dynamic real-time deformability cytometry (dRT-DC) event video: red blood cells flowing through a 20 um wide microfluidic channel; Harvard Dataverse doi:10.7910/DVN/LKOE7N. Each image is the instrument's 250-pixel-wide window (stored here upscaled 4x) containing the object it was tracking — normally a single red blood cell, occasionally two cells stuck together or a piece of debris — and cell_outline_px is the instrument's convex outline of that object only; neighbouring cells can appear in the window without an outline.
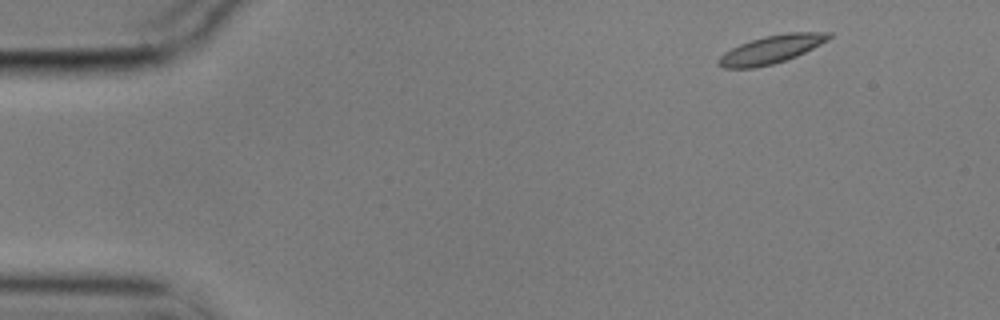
{"species": "common noctule bat (a hibernating species)", "species_latin": "Nyctalus noctula", "temperature_condition": "cold", "stored_images_in_passage": 53, "camera_frame_rate_fps": 3000, "um_per_image_px": 0.085, "animal": {"sex": "male", "body_mass_g": 17.9}, "frame": {"image": 1, "passage_image": 1, "time_ms": 0.0, "image_size_px": [1000, 320], "cell_outline_px": [[832, 36], [828, 40], [796, 56], [772, 64], [756, 68], [724, 68], [716, 64], [716, 60], [724, 52], [740, 44], [764, 36], [788, 32], [832, 32]], "centroid_in_image_um": [65.53, 4.2], "position_along_channel_um": 19.5, "area_um2": 17.98}}
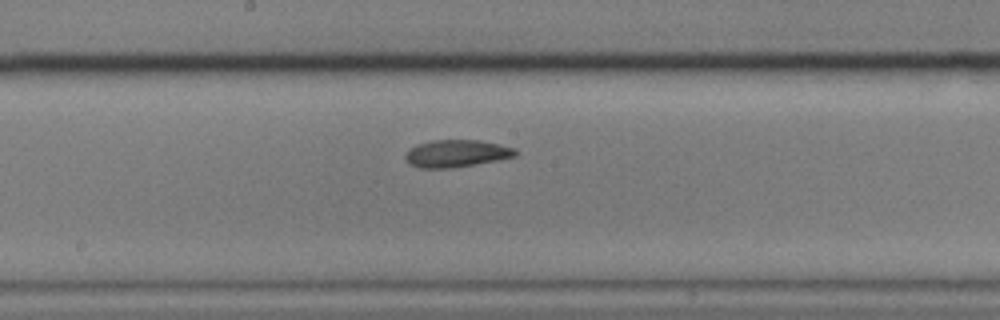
{"frame": {"image": 2, "passage_image": 26, "time_ms": 8.333, "image_size_px": [1000, 320], "cell_outline_px": [[520, 152], [516, 156], [500, 160], [452, 168], [420, 168], [408, 164], [404, 156], [416, 144], [432, 140], [480, 140], [516, 148]], "centroid_in_image_um": [38.84, 13.05], "position_along_channel_um": 209.4, "area_um2": 17.69}}
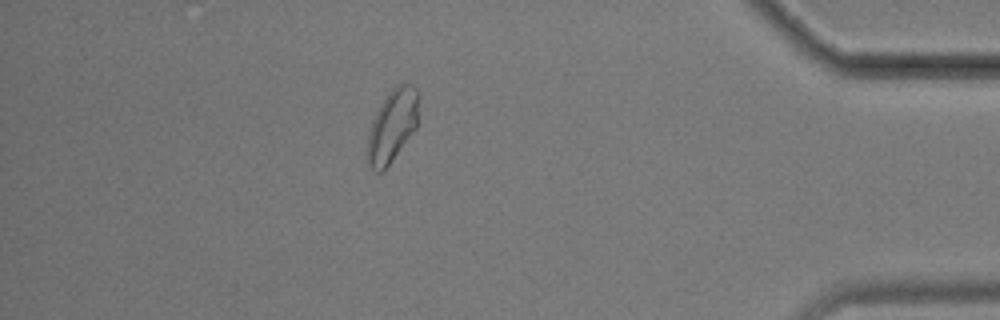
{"frame": {"image": 3, "passage_image": 46, "time_ms": 15.0, "image_size_px": [1000, 320], "cell_outline_px": [[420, 96], [416, 128], [384, 172], [376, 172], [364, 160], [364, 152], [372, 120], [380, 104], [388, 92], [396, 84], [408, 84], [416, 88]], "centroid_in_image_um": [33.31, 10.73], "position_along_channel_um": 401.9, "area_um2": 22.25}, "authors_computed_cell_mechanics": {"area_um2": 17.8602, "velocity_mm_per_s": 3.4859, "shape_relaxation_time_tau1_ms": 7.1826, "shape_relaxation_time_tau2_ms": 4.9461, "deformation_change_tau1": 0.1428, "deformation_change_tau2": 0.0895}}